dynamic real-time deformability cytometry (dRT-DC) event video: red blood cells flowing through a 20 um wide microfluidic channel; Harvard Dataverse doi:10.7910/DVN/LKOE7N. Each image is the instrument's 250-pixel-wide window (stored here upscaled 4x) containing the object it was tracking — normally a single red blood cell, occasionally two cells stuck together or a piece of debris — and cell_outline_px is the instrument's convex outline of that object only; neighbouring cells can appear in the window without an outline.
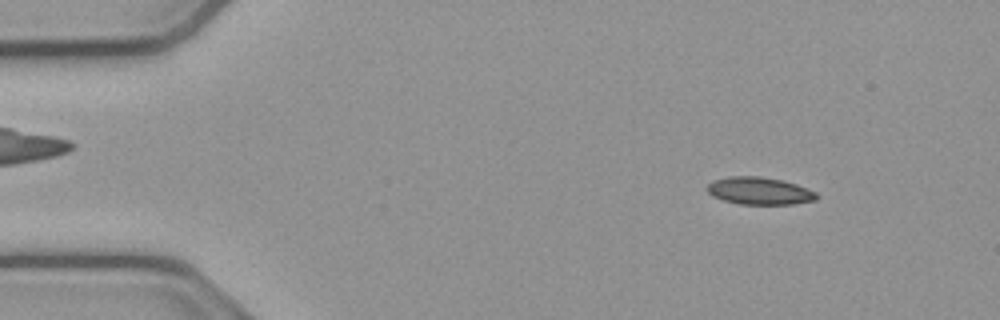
{"species": "common noctule bat (a hibernating species)", "species_latin": "Nyctalus noctula", "temperature_condition": "cold", "stored_images_in_passage": 53, "camera_frame_rate_fps": 3000, "um_per_image_px": 0.085, "animal": {"sex": "male", "body_mass_g": 23.1, "forearm_length_mm": 52.7}, "frame": {"image": 1, "passage_image": 6, "time_ms": 1.667, "image_size_px": [1000, 320], "cell_outline_px": [[820, 196], [816, 200], [792, 204], [740, 204], [724, 200], [712, 196], [704, 188], [712, 180], [728, 176], [760, 176], [784, 180], [796, 184], [816, 192]], "centroid_in_image_um": [64.54, 16.21], "position_along_channel_um": 20.5, "area_um2": 17.69}}
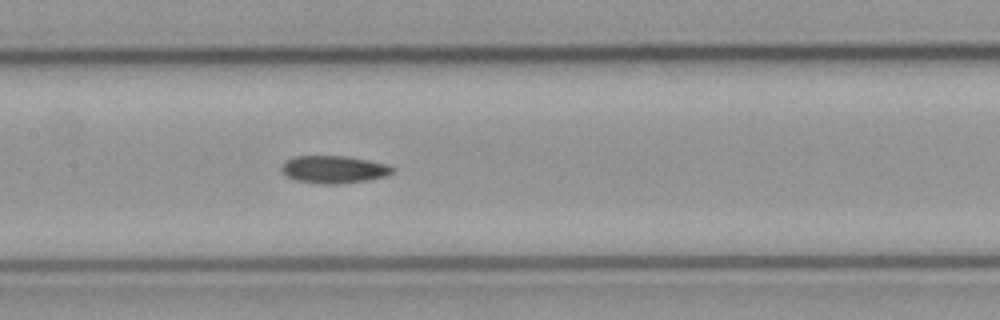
{"frame": {"image": 2, "passage_image": 25, "time_ms": 8.0, "image_size_px": [1000, 320], "cell_outline_px": [[396, 172], [388, 176], [368, 180], [340, 184], [324, 184], [292, 180], [284, 176], [280, 172], [280, 164], [284, 160], [292, 156], [344, 156], [368, 160], [388, 164], [396, 168]], "centroid_in_image_um": [28.34, 14.41], "position_along_channel_um": 179.1, "area_um2": 18.44}}
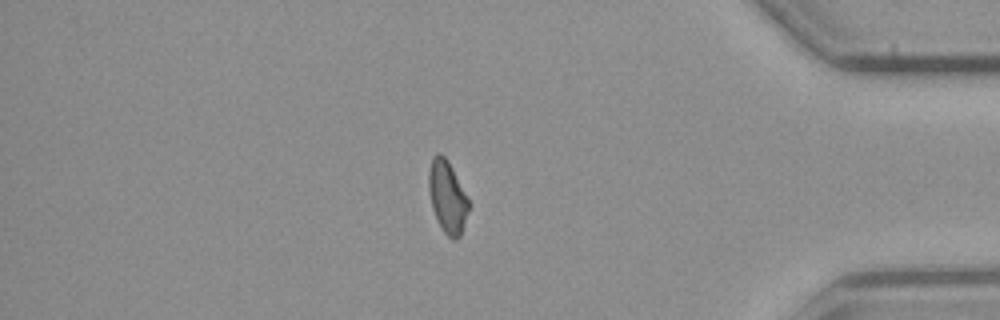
{"frame": {"image": 3, "passage_image": 45, "time_ms": 14.667, "image_size_px": [1000, 320], "cell_outline_px": [[468, 212], [460, 236], [456, 240], [452, 240], [444, 232], [436, 220], [432, 208], [428, 188], [428, 172], [432, 156], [436, 152], [440, 152], [448, 160], [468, 200]], "centroid_in_image_um": [37.99, 16.72], "position_along_channel_um": 397.2, "area_um2": 16.76}, "authors_computed_cell_mechanics": {"area_um2": 17.2822, "velocity_mm_per_s": 3.8084, "shape_relaxation_time_tau1_ms": null, "shape_relaxation_time_tau2_ms": 8.5805, "deformation_change_tau1": null, "deformation_change_tau2": 0.1509}}